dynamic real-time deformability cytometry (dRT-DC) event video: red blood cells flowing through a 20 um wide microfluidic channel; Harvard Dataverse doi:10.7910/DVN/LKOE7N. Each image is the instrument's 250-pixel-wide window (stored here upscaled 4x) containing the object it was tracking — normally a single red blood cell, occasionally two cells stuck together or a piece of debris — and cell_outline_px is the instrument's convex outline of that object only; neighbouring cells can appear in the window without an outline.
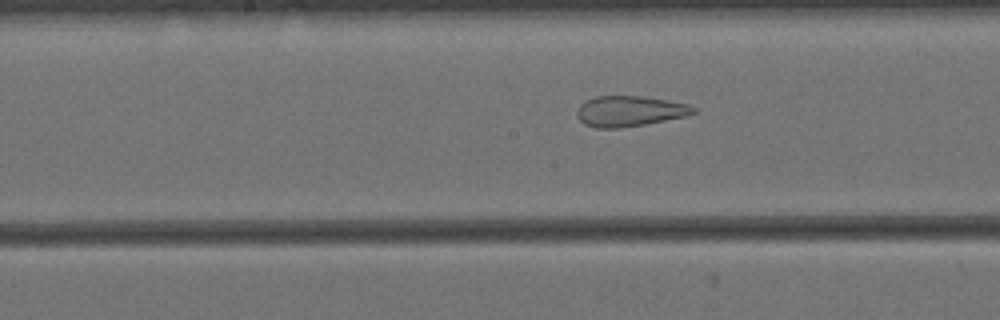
{"species": "Egyptian fruit bat (a non-hibernating species)", "species_latin": "Rousettus aegyptiacus", "temperature_condition": "cold", "stored_images_in_passage": 58, "camera_frame_rate_fps": 3000, "um_per_image_px": 0.085, "animal": {"sex": "female"}, "frame": {"image": 1, "passage_image": 28, "time_ms": 9.0, "image_size_px": [1000, 320], "cell_outline_px": [[696, 112], [688, 116], [644, 124], [616, 128], [596, 128], [584, 124], [576, 116], [576, 112], [580, 104], [584, 100], [596, 96], [640, 96], [688, 104], [696, 108]], "centroid_in_image_um": [53.48, 9.45], "position_along_channel_um": 194.7, "area_um2": 20.69}}
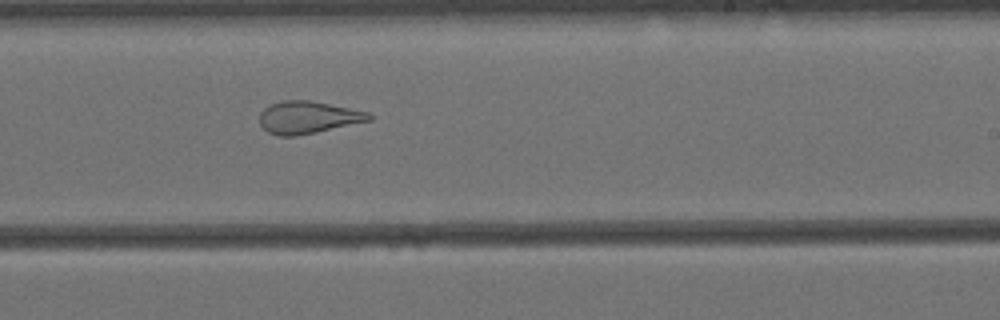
{"frame": {"image": 2, "passage_image": 34, "time_ms": 11.0, "image_size_px": [1000, 320], "cell_outline_px": [[372, 120], [316, 132], [296, 136], [280, 136], [268, 132], [260, 124], [260, 112], [264, 108], [272, 104], [284, 100], [308, 100], [368, 112], [372, 116]], "centroid_in_image_um": [26.16, 9.98], "position_along_channel_um": 262.8, "area_um2": 20.35}}
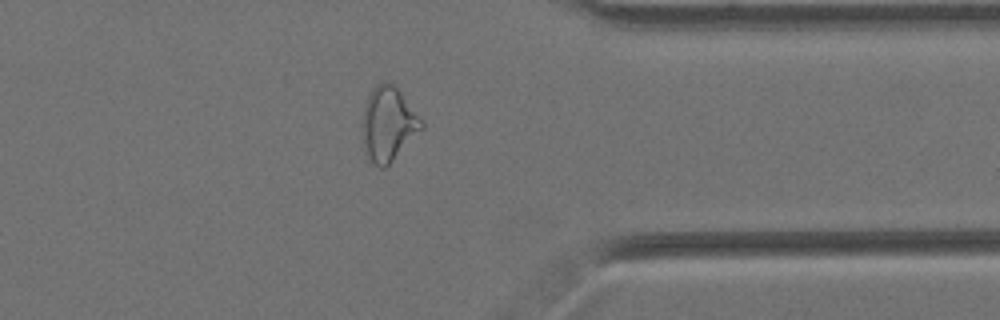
{"frame": {"image": 3, "passage_image": 45, "time_ms": 14.667, "image_size_px": [1000, 320], "cell_outline_px": [[424, 128], [384, 168], [380, 168], [364, 152], [364, 108], [368, 96], [372, 88], [376, 84], [384, 80], [392, 80], [424, 120]], "centroid_in_image_um": [33.05, 10.46], "position_along_channel_um": 378.3, "area_um2": 25.55}, "authors_computed_cell_mechanics": {"area_um2": 26.7614, "velocity_mm_per_s": 3.4327, "shape_relaxation_time_tau1_ms": null, "shape_relaxation_time_tau2_ms": 1.7981, "deformation_change_tau1": null, "deformation_change_tau2": 0.1084}}